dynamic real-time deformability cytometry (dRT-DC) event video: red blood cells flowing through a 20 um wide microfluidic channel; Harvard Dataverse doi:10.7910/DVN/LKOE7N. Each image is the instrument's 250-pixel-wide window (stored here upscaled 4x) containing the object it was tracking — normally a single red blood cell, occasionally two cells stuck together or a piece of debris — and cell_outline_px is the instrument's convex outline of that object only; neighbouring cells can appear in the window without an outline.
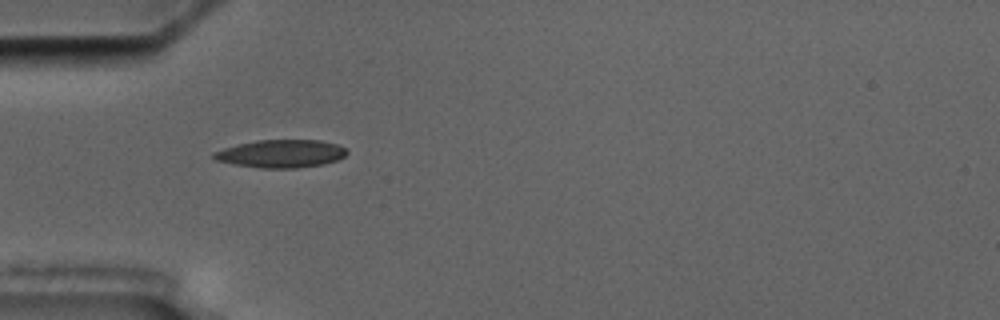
{"species": "common noctule bat (a hibernating species)", "species_latin": "Nyctalus noctula", "temperature_condition": "cold", "stored_images_in_passage": 2, "camera_frame_rate_fps": 3000, "um_per_image_px": 0.085, "animal": {"sex": "male", "body_mass_g": 17.5, "forearm_length_mm": 52.3}, "frame": {"image": 1, "passage_image": 1, "time_ms": 0.0, "image_size_px": [1000, 320], "cell_outline_px": [[348, 152], [344, 156], [336, 160], [324, 164], [296, 168], [260, 168], [236, 164], [216, 160], [212, 156], [212, 152], [224, 148], [256, 140], [320, 140], [336, 144], [344, 148]], "centroid_in_image_um": [23.89, 13.06], "position_along_channel_um": 61.1, "area_um2": 21.44}}